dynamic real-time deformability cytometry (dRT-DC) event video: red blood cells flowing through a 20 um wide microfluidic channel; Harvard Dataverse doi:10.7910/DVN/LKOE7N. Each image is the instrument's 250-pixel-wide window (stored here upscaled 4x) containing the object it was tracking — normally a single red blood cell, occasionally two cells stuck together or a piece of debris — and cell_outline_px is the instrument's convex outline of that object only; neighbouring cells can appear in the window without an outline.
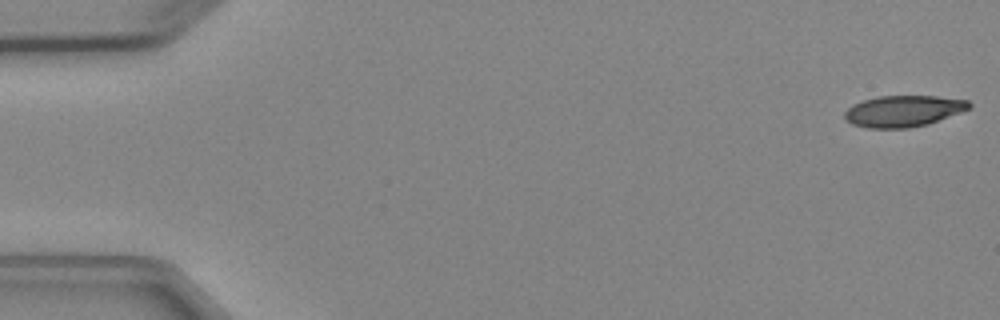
{"species": "Egyptian fruit bat (a non-hibernating species)", "species_latin": "Rousettus aegyptiacus", "temperature_condition": "cold", "stored_images_in_passage": 4, "camera_frame_rate_fps": 3000, "um_per_image_px": 0.085, "animal": {"sex": "female"}, "frame": {"image": 1, "passage_image": 1, "time_ms": 0.0, "image_size_px": [1000, 320], "cell_outline_px": [[972, 108], [928, 124], [908, 128], [868, 128], [852, 124], [844, 120], [844, 112], [852, 104], [864, 100], [880, 96], [936, 96], [968, 100], [972, 104]], "centroid_in_image_um": [76.78, 9.44], "position_along_channel_um": 8.2, "area_um2": 22.83}}
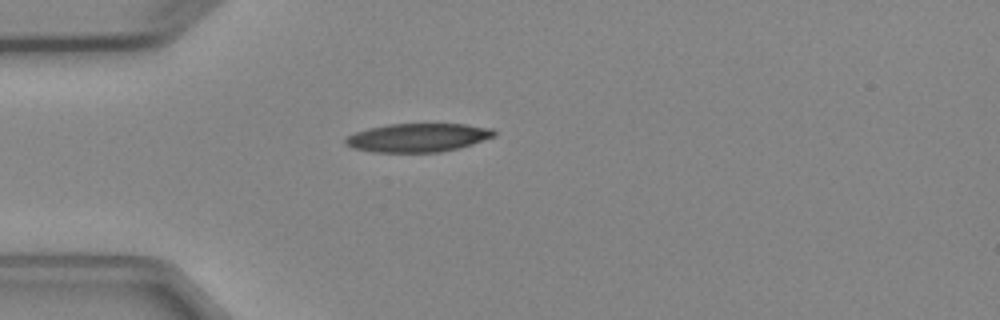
{"frame": {"image": 2, "passage_image": 4, "time_ms": 4.333, "image_size_px": [1000, 320], "cell_outline_px": [[496, 136], [460, 148], [440, 152], [372, 152], [352, 148], [344, 144], [344, 140], [348, 136], [356, 132], [368, 128], [388, 124], [464, 124], [492, 128], [496, 132]], "centroid_in_image_um": [35.52, 11.7], "position_along_channel_um": 49.5, "area_um2": 24.85}}